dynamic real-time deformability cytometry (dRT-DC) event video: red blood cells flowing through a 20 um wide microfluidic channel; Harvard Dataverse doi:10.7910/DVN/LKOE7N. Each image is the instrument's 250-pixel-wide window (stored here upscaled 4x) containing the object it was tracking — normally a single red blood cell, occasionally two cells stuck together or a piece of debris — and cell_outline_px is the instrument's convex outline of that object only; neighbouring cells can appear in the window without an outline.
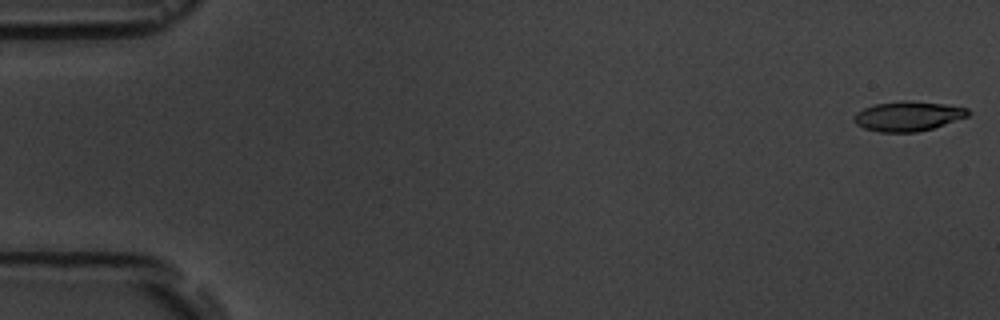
{"species": "common noctule bat (a hibernating species)", "species_latin": "Nyctalus noctula", "temperature_condition": "room temperature", "stored_images_in_passage": 5, "camera_frame_rate_fps": 3000, "um_per_image_px": 0.085, "animal": {"sex": "male", "body_mass_g": 19.5, "forearm_length_mm": 54.6}, "frame": {"image": 1, "passage_image": 1, "time_ms": 0.0, "image_size_px": [1000, 320], "cell_outline_px": [[972, 112], [968, 116], [932, 128], [916, 132], [880, 132], [864, 128], [856, 124], [852, 120], [852, 116], [856, 112], [864, 108], [876, 104], [900, 100], [904, 100], [944, 104], [968, 108]], "centroid_in_image_um": [77.15, 9.87], "position_along_channel_um": 7.9, "area_um2": 19.77}}
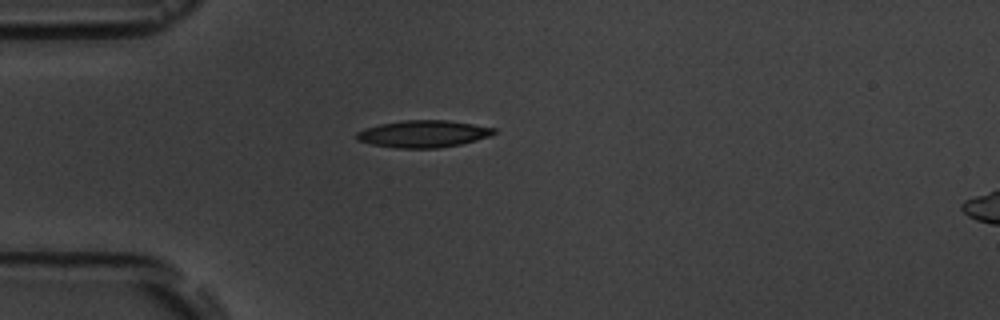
{"frame": {"image": 2, "passage_image": 5, "time_ms": 4.667, "image_size_px": [1000, 320], "cell_outline_px": [[496, 132], [488, 136], [476, 140], [460, 144], [436, 148], [396, 148], [372, 144], [356, 140], [356, 132], [364, 128], [380, 124], [404, 120], [448, 120], [496, 128]], "centroid_in_image_um": [35.95, 11.37], "position_along_channel_um": 49.1, "area_um2": 21.56}}